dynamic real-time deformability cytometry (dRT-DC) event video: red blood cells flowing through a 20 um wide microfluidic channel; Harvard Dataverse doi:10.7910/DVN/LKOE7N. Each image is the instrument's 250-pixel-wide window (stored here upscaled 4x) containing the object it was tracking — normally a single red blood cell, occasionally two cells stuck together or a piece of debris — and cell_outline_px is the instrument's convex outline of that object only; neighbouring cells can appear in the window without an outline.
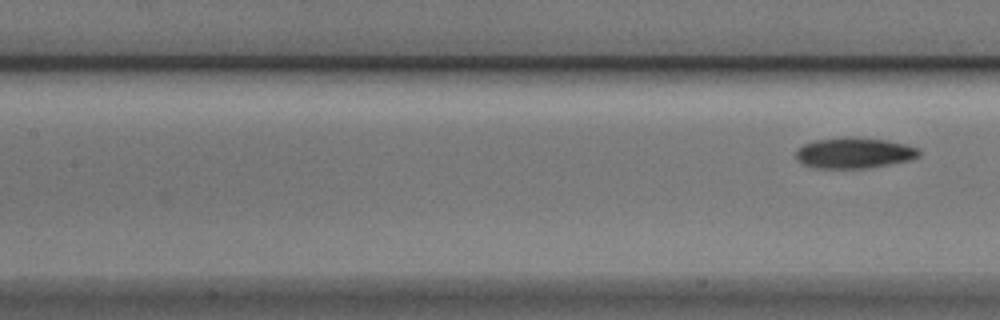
{"species": "Egyptian fruit bat (a non-hibernating species)", "species_latin": "Rousettus aegyptiacus", "temperature_condition": "cold", "stored_images_in_passage": 8, "segment_of_instrument_passage": [2, 2], "camera_frame_rate_fps": 3000, "um_per_image_px": 0.085, "animal": {"sex": "male"}, "frame": {"image": 1, "passage_image": 8, "time_ms": 2.333, "image_size_px": [1000, 320], "cell_outline_px": [[920, 156], [912, 160], [868, 168], [816, 168], [804, 164], [796, 160], [796, 148], [812, 140], [844, 136], [852, 136], [888, 140], [904, 144], [916, 148], [920, 152]], "centroid_in_image_um": [72.58, 12.98], "position_along_channel_um": 134.8, "area_um2": 22.43}}